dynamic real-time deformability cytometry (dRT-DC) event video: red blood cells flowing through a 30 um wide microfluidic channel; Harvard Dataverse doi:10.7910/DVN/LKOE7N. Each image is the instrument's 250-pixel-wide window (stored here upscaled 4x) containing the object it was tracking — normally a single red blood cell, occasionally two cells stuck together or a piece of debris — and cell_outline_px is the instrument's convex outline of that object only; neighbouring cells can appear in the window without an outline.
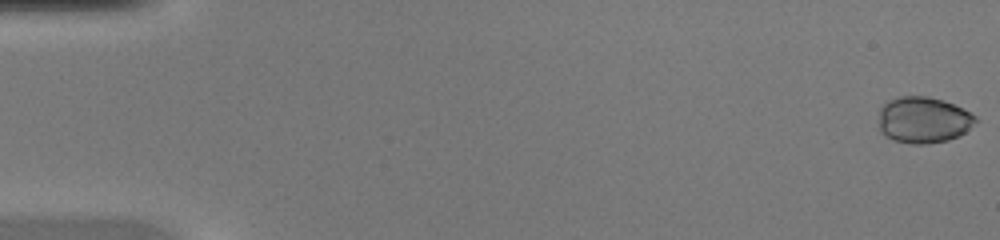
{"species": "common noctule bat (a hibernating species)", "species_latin": "Nyctalus noctula", "temperature_condition": "warm", "stored_images_in_passage": 46, "camera_frame_rate_fps": 3000, "um_per_image_px": 0.085, "animal": {"sex": "female", "body_mass_g": 20.0, "forearm_length_mm": 54.0}, "frame": {"image": 1, "passage_image": 1, "time_ms": 0.0, "image_size_px": [1000, 240], "cell_outline_px": [[980, 120], [960, 136], [948, 140], [928, 144], [908, 144], [892, 140], [880, 132], [880, 108], [888, 100], [900, 96], [928, 96], [944, 100], [976, 116]], "centroid_in_image_um": [78.5, 10.21], "position_along_channel_um": 6.5, "area_um2": 26.36}}
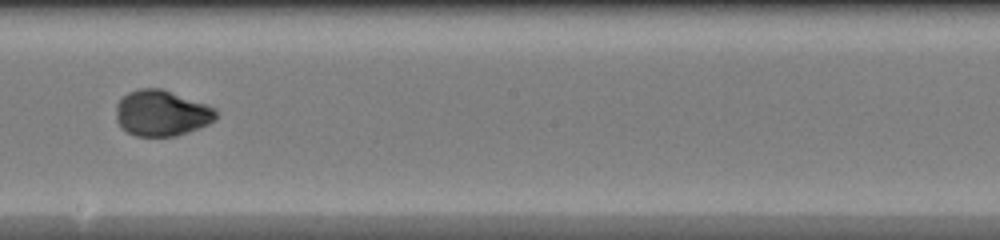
{"frame": {"image": 2, "passage_image": 27, "time_ms": 8.667, "image_size_px": [1000, 240], "cell_outline_px": [[216, 120], [208, 124], [188, 132], [176, 136], [136, 136], [120, 128], [116, 120], [116, 104], [128, 92], [140, 88], [160, 88], [208, 104], [216, 108]], "centroid_in_image_um": [13.73, 9.62], "position_along_channel_um": 234.5, "area_um2": 26.88}}
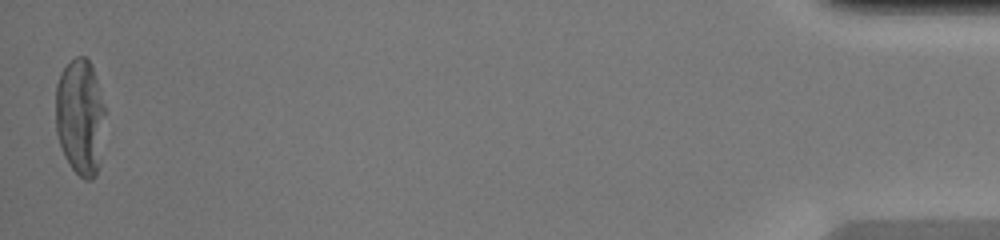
{"frame": {"image": 3, "passage_image": 46, "time_ms": 15.0, "image_size_px": [1000, 240], "cell_outline_px": [[104, 112], [96, 176], [92, 180], [84, 180], [72, 168], [64, 156], [56, 132], [56, 84], [60, 72], [76, 56], [84, 56], [88, 60], [92, 68], [104, 104]], "centroid_in_image_um": [6.77, 9.92], "position_along_channel_um": 428.4, "area_um2": 32.77}}